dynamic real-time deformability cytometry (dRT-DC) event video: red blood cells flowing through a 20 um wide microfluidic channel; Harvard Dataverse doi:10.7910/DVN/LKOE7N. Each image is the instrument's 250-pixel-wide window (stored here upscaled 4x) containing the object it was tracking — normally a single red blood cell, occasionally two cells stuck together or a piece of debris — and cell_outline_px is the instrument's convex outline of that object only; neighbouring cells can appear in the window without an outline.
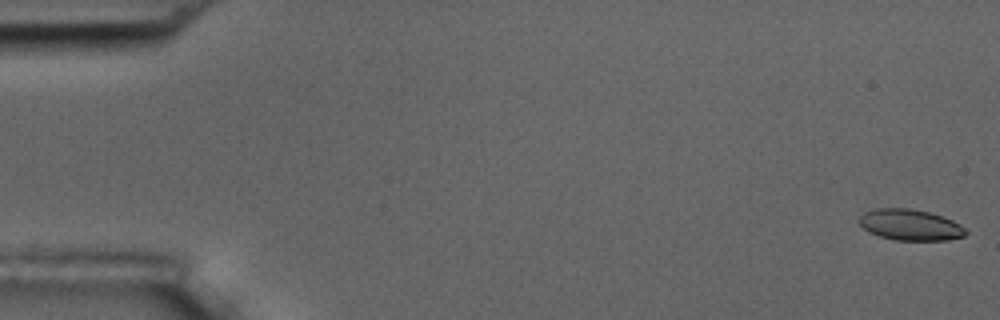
{"species": "common noctule bat (a hibernating species)", "species_latin": "Nyctalus noctula", "temperature_condition": "room temperature", "stored_images_in_passage": 8, "camera_frame_rate_fps": 3000, "um_per_image_px": 0.085, "animal": {"sex": "male", "body_mass_g": 17.5, "forearm_length_mm": 52.3}, "frame": {"image": 1, "passage_image": 1, "time_ms": 0.0, "image_size_px": [1000, 320], "cell_outline_px": [[968, 232], [964, 236], [948, 240], [896, 240], [880, 236], [868, 232], [860, 224], [860, 216], [864, 212], [876, 208], [912, 208], [928, 212], [952, 220], [960, 224]], "centroid_in_image_um": [77.37, 19.11], "position_along_channel_um": 7.6, "area_um2": 19.19}}
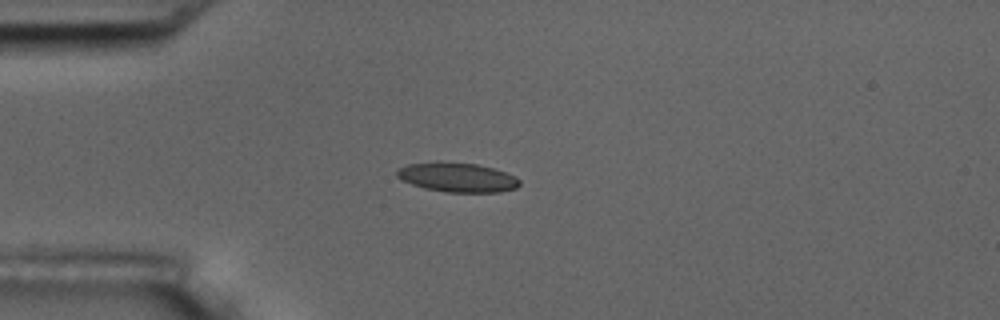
{"frame": {"image": 2, "passage_image": 5, "time_ms": 1.333, "image_size_px": [1000, 320], "cell_outline_px": [[520, 184], [516, 188], [500, 192], [444, 192], [424, 188], [400, 180], [396, 176], [396, 172], [400, 168], [408, 164], [436, 160], [476, 164], [492, 168], [516, 176], [520, 180]], "centroid_in_image_um": [38.84, 15.06], "position_along_channel_um": 46.2, "area_um2": 21.27}}
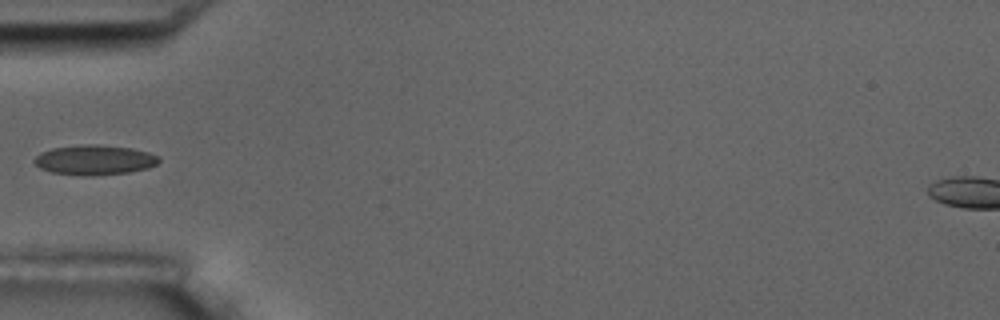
{"frame": {"image": 3, "passage_image": 6, "time_ms": 1.667, "image_size_px": [1000, 320], "cell_outline_px": [[160, 160], [156, 164], [148, 168], [128, 172], [92, 176], [84, 176], [52, 172], [40, 168], [32, 160], [40, 152], [52, 148], [84, 144], [96, 144], [132, 148], [148, 152], [160, 156]], "centroid_in_image_um": [8.03, 13.59], "position_along_channel_um": 77.0, "area_um2": 21.79}}